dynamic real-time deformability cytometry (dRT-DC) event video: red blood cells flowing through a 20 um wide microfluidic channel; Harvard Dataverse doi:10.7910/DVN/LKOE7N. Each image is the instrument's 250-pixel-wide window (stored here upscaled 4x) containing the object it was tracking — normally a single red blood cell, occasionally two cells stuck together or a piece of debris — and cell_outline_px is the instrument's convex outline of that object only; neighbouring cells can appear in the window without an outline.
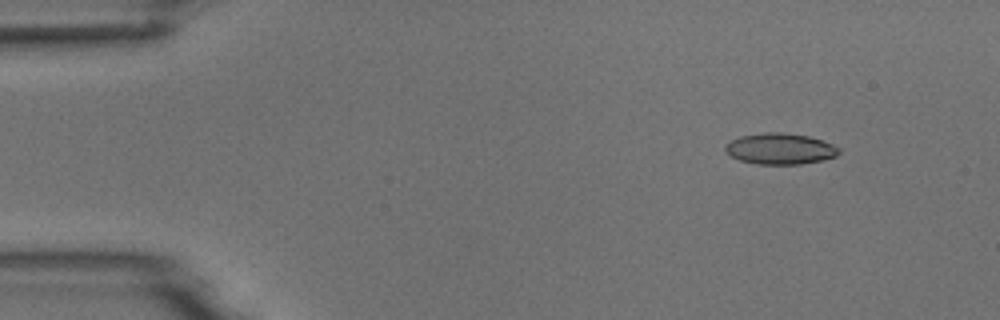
{"species": "common noctule bat (a hibernating species)", "species_latin": "Nyctalus noctula", "temperature_condition": "room temperature", "stored_images_in_passage": 4, "camera_frame_rate_fps": 3000, "um_per_image_px": 0.085, "animal": {"sex": "male", "body_mass_g": 18.8}, "frame": {"image": 1, "passage_image": 1, "time_ms": 0.0, "image_size_px": [1000, 320], "cell_outline_px": [[840, 152], [836, 156], [820, 160], [800, 164], [756, 164], [740, 160], [724, 152], [724, 148], [732, 140], [740, 136], [764, 132], [780, 132], [808, 136], [832, 144], [840, 148]], "centroid_in_image_um": [66.29, 12.64], "position_along_channel_um": 18.7, "area_um2": 20.4}}
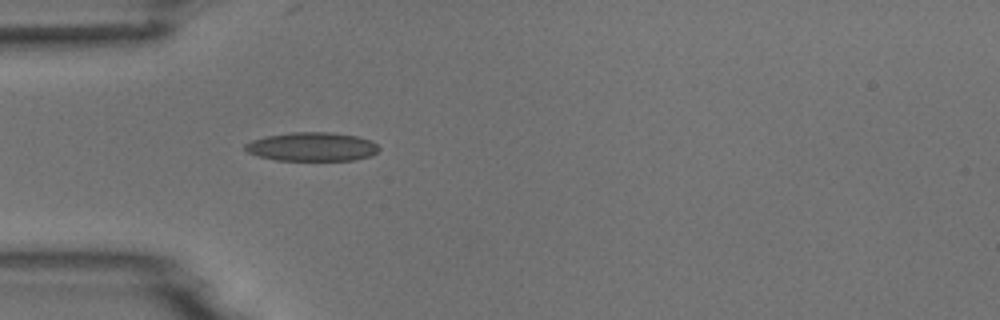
{"frame": {"image": 2, "passage_image": 4, "time_ms": 3.333, "image_size_px": [1000, 320], "cell_outline_px": [[380, 148], [372, 156], [356, 160], [276, 160], [256, 156], [248, 152], [244, 148], [244, 144], [252, 140], [264, 136], [292, 132], [332, 132], [360, 136], [372, 140]], "centroid_in_image_um": [26.54, 12.46], "position_along_channel_um": 58.5, "area_um2": 22.77}}